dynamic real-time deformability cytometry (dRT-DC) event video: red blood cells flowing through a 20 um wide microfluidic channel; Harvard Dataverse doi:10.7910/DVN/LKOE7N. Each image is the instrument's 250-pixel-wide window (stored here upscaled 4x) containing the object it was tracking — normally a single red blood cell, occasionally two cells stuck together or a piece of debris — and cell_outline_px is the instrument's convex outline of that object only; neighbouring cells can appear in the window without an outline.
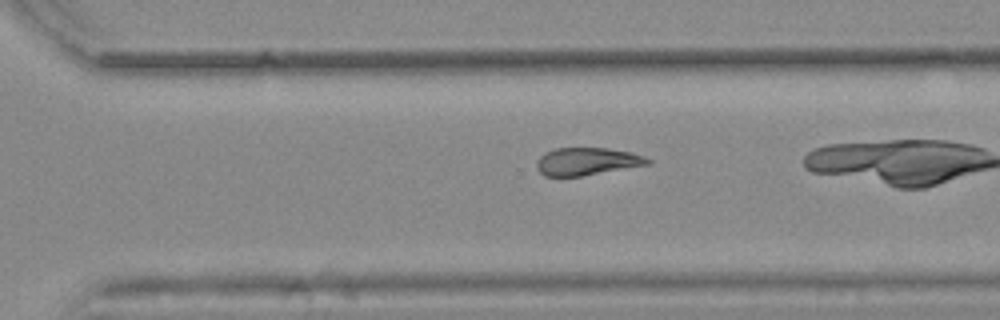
{"species": "common noctule bat (a hibernating species)", "species_latin": "Nyctalus noctula", "temperature_condition": "warm", "stored_images_in_passage": 31, "camera_frame_rate_fps": 3000, "um_per_image_px": 0.085, "animal": {"sex": "female", "body_mass_g": 25.1}, "frame": {"image": 1, "passage_image": 27, "time_ms": 8.667, "image_size_px": [1000, 320], "cell_outline_px": [[652, 164], [584, 176], [544, 176], [536, 168], [536, 164], [540, 156], [544, 152], [556, 148], [608, 148], [632, 152], [644, 156], [652, 160]], "centroid_in_image_um": [49.93, 13.72], "position_along_channel_um": 320.7, "area_um2": 18.15}}